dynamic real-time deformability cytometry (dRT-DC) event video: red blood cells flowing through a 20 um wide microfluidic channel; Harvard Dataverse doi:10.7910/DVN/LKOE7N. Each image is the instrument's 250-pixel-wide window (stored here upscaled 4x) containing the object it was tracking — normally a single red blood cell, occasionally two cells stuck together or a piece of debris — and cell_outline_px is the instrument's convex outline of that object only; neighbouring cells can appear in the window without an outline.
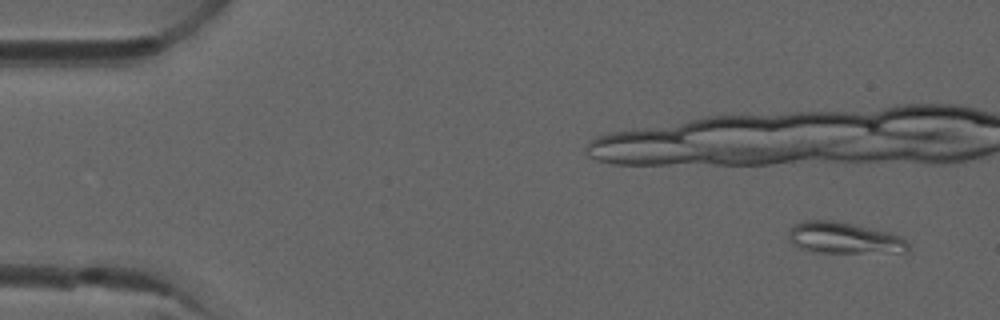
{"species": "common noctule bat (a hibernating species)", "species_latin": "Nyctalus noctula", "temperature_condition": "room temperature", "stored_images_in_passage": 8, "camera_frame_rate_fps": 3000, "um_per_image_px": 0.085, "animal": {"sex": "male", "forearm_length_mm": 52.5}, "frame": {"image": 1, "passage_image": 1, "time_ms": 0.0, "image_size_px": [1000, 320], "cell_outline_px": [[908, 252], [812, 252], [796, 248], [788, 240], [788, 232], [796, 224], [804, 220], [832, 220], [872, 228], [888, 232], [900, 236], [908, 244]], "centroid_in_image_um": [71.68, 20.23], "position_along_channel_um": 13.3, "area_um2": 21.79}}